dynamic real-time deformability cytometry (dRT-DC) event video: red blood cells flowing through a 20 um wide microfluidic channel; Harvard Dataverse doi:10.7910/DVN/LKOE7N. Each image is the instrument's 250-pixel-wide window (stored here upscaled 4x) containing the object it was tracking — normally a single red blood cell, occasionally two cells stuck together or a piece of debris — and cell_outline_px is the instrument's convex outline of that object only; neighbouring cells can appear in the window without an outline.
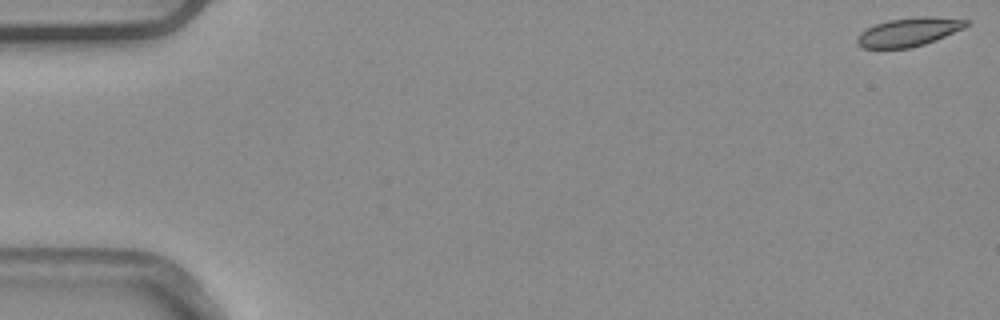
{"species": "common noctule bat (a hibernating species)", "species_latin": "Nyctalus noctula", "temperature_condition": "warm", "stored_images_in_passage": 5, "camera_frame_rate_fps": 3000, "um_per_image_px": 0.085, "animal": {"sex": "male", "body_mass_g": 20.4}, "frame": {"image": 1, "passage_image": 1, "time_ms": 0.0, "image_size_px": [1000, 320], "cell_outline_px": [[972, 24], [964, 28], [936, 40], [924, 44], [908, 48], [864, 48], [856, 44], [856, 36], [860, 32], [876, 24], [888, 20], [920, 16], [932, 16], [972, 20]], "centroid_in_image_um": [77.29, 2.71], "position_along_channel_um": 7.7, "area_um2": 18.38}}
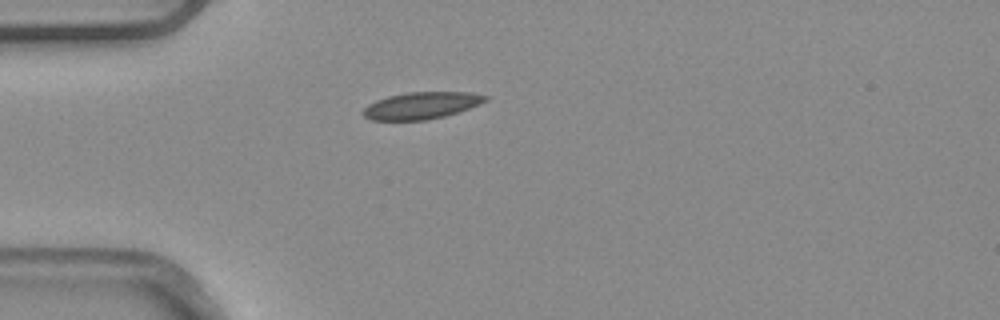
{"frame": {"image": 2, "passage_image": 5, "time_ms": 1.333, "image_size_px": [1000, 320], "cell_outline_px": [[488, 100], [468, 108], [444, 116], [424, 120], [372, 120], [364, 116], [360, 112], [368, 104], [376, 100], [388, 96], [408, 92], [472, 92], [488, 96]], "centroid_in_image_um": [35.78, 8.96], "position_along_channel_um": 49.2, "area_um2": 19.07}}